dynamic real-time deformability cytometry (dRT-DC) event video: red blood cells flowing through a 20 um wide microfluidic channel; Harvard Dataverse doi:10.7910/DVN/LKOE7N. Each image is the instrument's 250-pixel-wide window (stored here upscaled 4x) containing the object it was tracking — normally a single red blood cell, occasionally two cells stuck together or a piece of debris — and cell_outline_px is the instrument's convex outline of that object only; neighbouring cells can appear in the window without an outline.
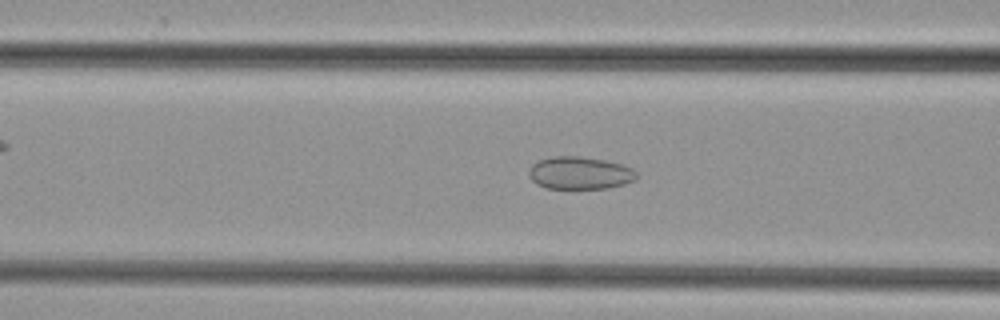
{"species": "common noctule bat (a hibernating species)", "species_latin": "Nyctalus noctula", "temperature_condition": "cold", "stored_images_in_passage": 44, "camera_frame_rate_fps": 3000, "um_per_image_px": 0.085, "animal": {"sex": "female", "body_mass_g": 29.2, "forearm_length_mm": 56.3}, "frame": {"image": 1, "passage_image": 19, "time_ms": 6.0, "image_size_px": [1000, 320], "cell_outline_px": [[640, 176], [636, 180], [624, 184], [608, 188], [544, 188], [536, 184], [528, 176], [528, 172], [532, 164], [540, 160], [552, 156], [576, 156], [604, 160], [620, 164], [632, 168]], "centroid_in_image_um": [49.29, 14.71], "position_along_channel_um": 117.3, "area_um2": 20.52}}
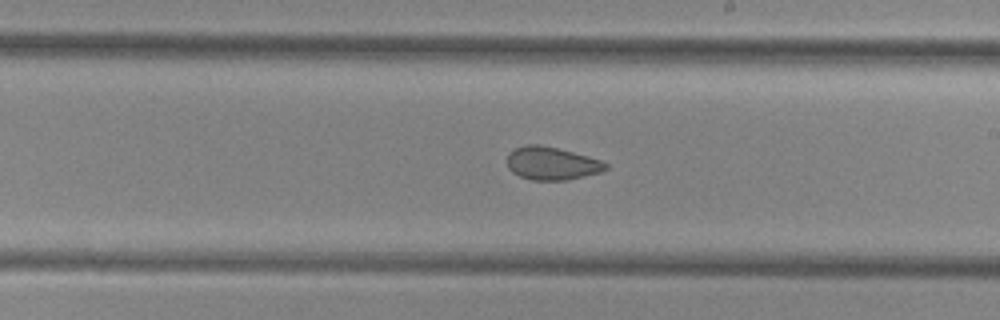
{"frame": {"image": 2, "passage_image": 28, "time_ms": 9.0, "image_size_px": [1000, 320], "cell_outline_px": [[608, 168], [600, 172], [568, 180], [532, 180], [520, 176], [512, 172], [508, 168], [508, 152], [516, 148], [528, 144], [540, 144], [588, 156], [600, 160], [608, 164]], "centroid_in_image_um": [46.89, 13.89], "position_along_channel_um": 242.1, "area_um2": 18.84}}
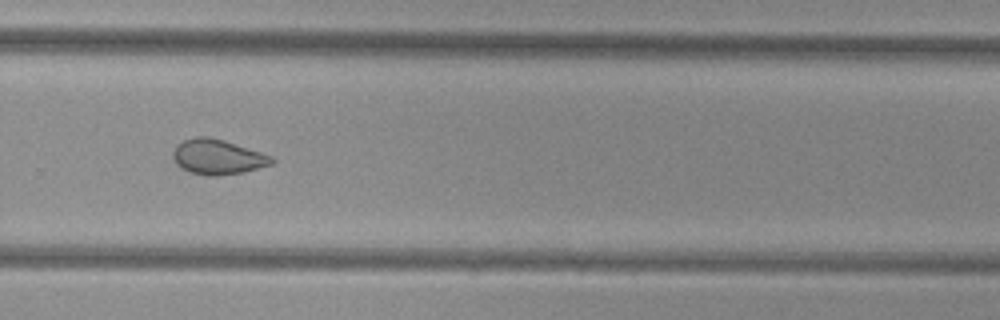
{"frame": {"image": 3, "passage_image": 33, "time_ms": 10.667, "image_size_px": [1000, 320], "cell_outline_px": [[276, 160], [272, 164], [244, 172], [216, 176], [208, 176], [188, 172], [180, 168], [176, 164], [172, 156], [172, 152], [176, 144], [184, 140], [196, 136], [208, 136], [224, 140], [272, 156]], "centroid_in_image_um": [18.46, 13.34], "position_along_channel_um": 311.3, "area_um2": 20.35}}